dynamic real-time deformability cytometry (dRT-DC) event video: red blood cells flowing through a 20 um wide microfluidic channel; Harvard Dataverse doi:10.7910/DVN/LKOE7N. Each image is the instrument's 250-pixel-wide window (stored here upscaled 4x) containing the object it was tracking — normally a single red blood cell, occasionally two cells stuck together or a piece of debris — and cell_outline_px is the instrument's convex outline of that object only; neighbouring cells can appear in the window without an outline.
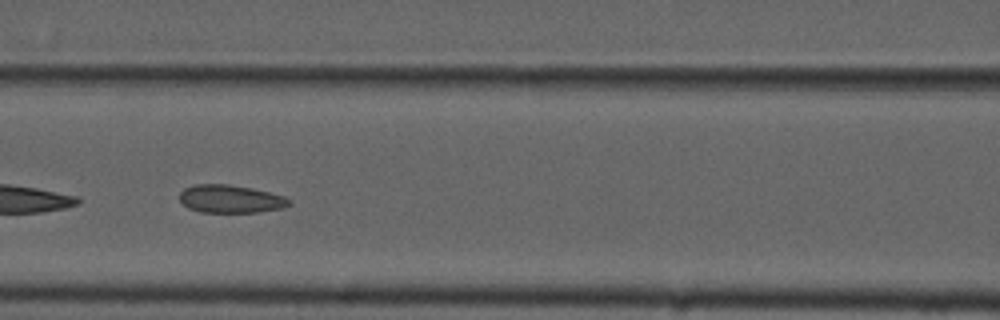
{"species": "common noctule bat (a hibernating species)", "species_latin": "Nyctalus noctula", "temperature_condition": "cold", "stored_images_in_passage": 42, "camera_frame_rate_fps": 3000, "um_per_image_px": 0.085, "animal": {"sex": "male", "forearm_length_mm": 52.5}, "frame": {"image": 1, "passage_image": 13, "time_ms": 4.0, "image_size_px": [1000, 320], "cell_outline_px": [[292, 204], [280, 208], [256, 212], [200, 212], [188, 208], [180, 200], [180, 192], [184, 188], [196, 184], [228, 184], [252, 188], [284, 196], [292, 200]], "centroid_in_image_um": [19.59, 16.9], "position_along_channel_um": 147.0, "area_um2": 17.8}, "authors_computed_cell_mechanics": {"area_um2": 18.6405, "velocity_mm_per_s": 3.7267, "shape_relaxation_time_tau1_ms": null, "shape_relaxation_time_tau2_ms": 2.5848, "deformation_change_tau1": null, "deformation_change_tau2": 0.0932}}